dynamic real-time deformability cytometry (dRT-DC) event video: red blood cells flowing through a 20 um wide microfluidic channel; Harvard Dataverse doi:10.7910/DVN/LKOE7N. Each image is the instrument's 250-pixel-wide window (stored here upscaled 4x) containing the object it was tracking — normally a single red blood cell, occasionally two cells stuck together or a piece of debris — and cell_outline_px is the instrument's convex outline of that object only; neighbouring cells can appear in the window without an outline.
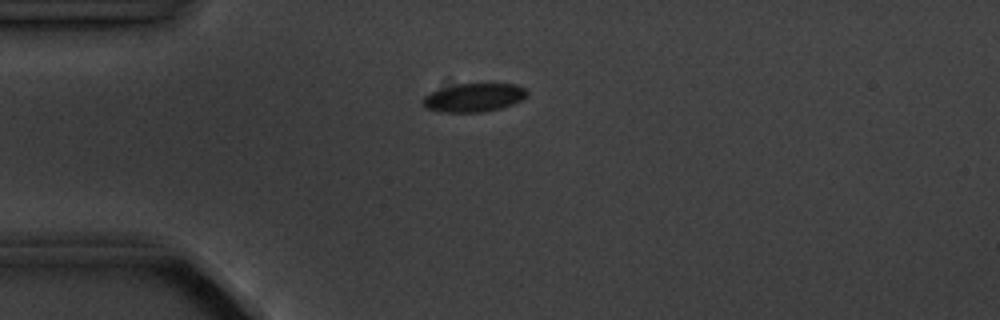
{"species": "common noctule bat (a hibernating species)", "species_latin": "Nyctalus noctula", "temperature_condition": "cold", "stored_images_in_passage": 5, "camera_frame_rate_fps": 3000, "um_per_image_px": 0.085, "animal": {"sex": "male", "body_mass_g": 20.1, "forearm_length_mm": 53.5}, "frame": {"image": 1, "passage_image": 1, "time_ms": 0.0, "image_size_px": [1000, 320], "cell_outline_px": [[528, 96], [512, 104], [500, 108], [484, 112], [440, 112], [428, 108], [420, 100], [424, 96], [432, 92], [460, 84], [516, 84], [524, 88], [528, 92]], "centroid_in_image_um": [40.31, 8.3], "position_along_channel_um": 44.7, "area_um2": 16.99}}
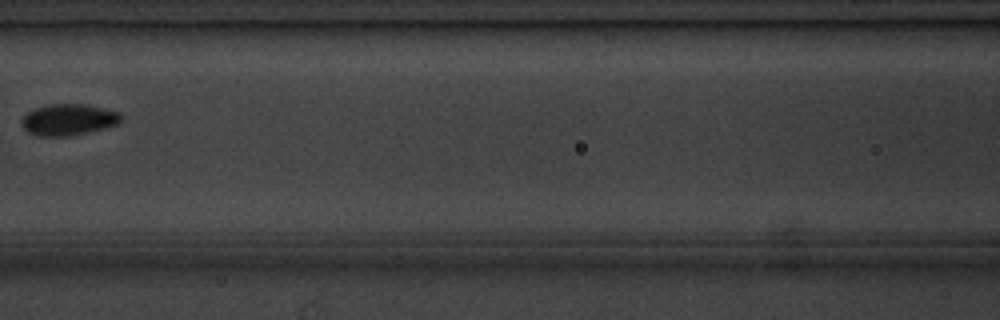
{"frame": {"image": 2, "passage_image": 4, "time_ms": 3.667, "image_size_px": [1000, 320], "cell_outline_px": [[124, 116], [120, 124], [88, 132], [68, 136], [36, 136], [28, 132], [20, 124], [24, 116], [28, 112], [36, 108], [52, 104], [84, 104], [120, 112]], "centroid_in_image_um": [5.85, 10.18], "position_along_channel_um": 160.7, "area_um2": 18.21}}